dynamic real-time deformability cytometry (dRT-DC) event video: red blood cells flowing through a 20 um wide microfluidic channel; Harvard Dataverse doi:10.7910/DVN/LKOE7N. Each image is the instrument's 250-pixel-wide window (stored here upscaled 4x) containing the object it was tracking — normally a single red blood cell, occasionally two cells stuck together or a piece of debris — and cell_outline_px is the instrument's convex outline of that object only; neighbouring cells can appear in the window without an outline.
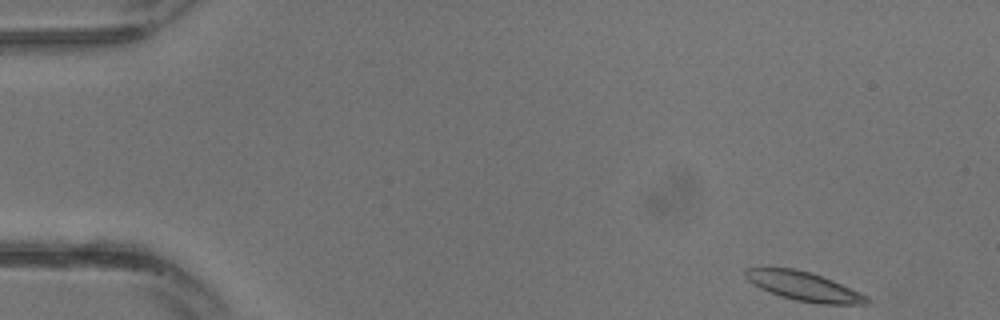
{"species": "common noctule bat (a hibernating species)", "species_latin": "Nyctalus noctula", "temperature_condition": "warm", "stored_images_in_passage": 12, "camera_frame_rate_fps": 3000, "um_per_image_px": 0.085, "animal": {"sex": "male", "body_mass_g": 13.3}, "frame": {"image": 1, "passage_image": 1, "time_ms": 0.0, "image_size_px": [1000, 320], "cell_outline_px": [[872, 304], [820, 304], [796, 300], [780, 296], [760, 288], [752, 284], [744, 276], [744, 268], [796, 268], [812, 272], [832, 280], [860, 292], [868, 296], [872, 300]], "centroid_in_image_um": [68.36, 24.34], "position_along_channel_um": 16.6, "area_um2": 20.69}}
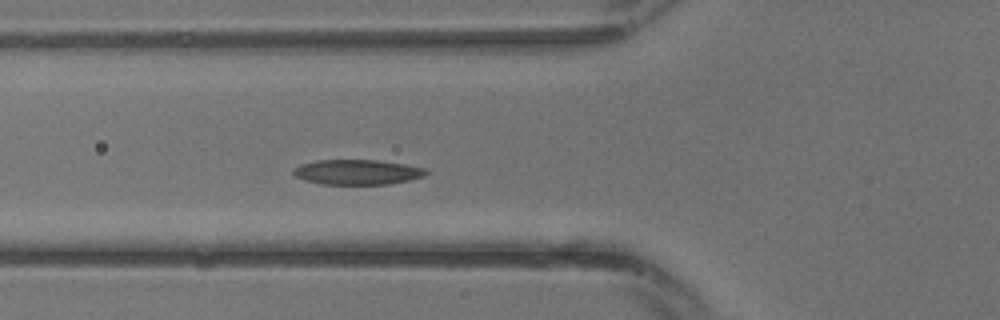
{"frame": {"image": 2, "passage_image": 10, "time_ms": 3.0, "image_size_px": [1000, 320], "cell_outline_px": [[428, 172], [424, 176], [408, 180], [388, 184], [320, 184], [304, 180], [296, 176], [292, 172], [300, 164], [316, 160], [380, 160], [404, 164], [424, 168]], "centroid_in_image_um": [30.35, 14.62], "position_along_channel_um": 95.4, "area_um2": 19.25}}
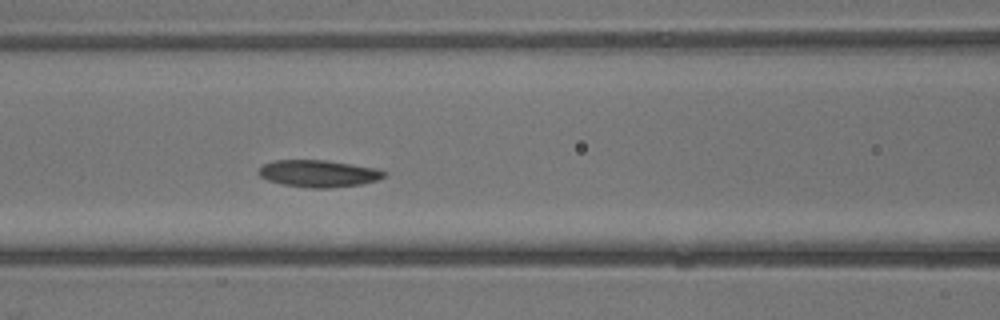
{"frame": {"image": 3, "passage_image": 12, "time_ms": 3.667, "image_size_px": [1000, 320], "cell_outline_px": [[388, 172], [384, 176], [376, 180], [360, 184], [328, 188], [308, 188], [284, 184], [268, 180], [260, 176], [256, 172], [264, 164], [272, 160], [324, 160], [352, 164], [376, 168]], "centroid_in_image_um": [27.06, 14.74], "position_along_channel_um": 139.5, "area_um2": 19.65}}